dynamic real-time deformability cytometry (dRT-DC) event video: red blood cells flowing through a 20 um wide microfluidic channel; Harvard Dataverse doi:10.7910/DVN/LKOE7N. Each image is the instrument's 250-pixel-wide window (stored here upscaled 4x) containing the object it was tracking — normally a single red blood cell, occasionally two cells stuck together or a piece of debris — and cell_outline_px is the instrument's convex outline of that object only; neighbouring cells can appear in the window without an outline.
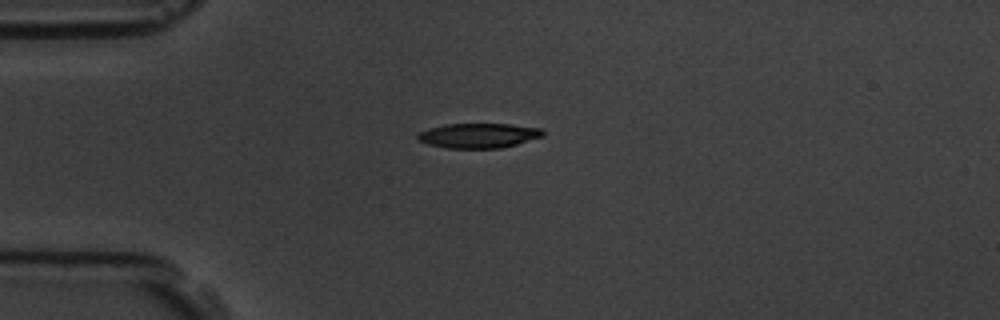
{"species": "common noctule bat (a hibernating species)", "species_latin": "Nyctalus noctula", "temperature_condition": "room temperature", "stored_images_in_passage": 3, "camera_frame_rate_fps": 3000, "um_per_image_px": 0.085, "animal": {"sex": "male", "body_mass_g": 19.5, "forearm_length_mm": 54.6}, "frame": {"image": 1, "passage_image": 1, "time_ms": 0.0, "image_size_px": [1000, 320], "cell_outline_px": [[544, 136], [516, 144], [500, 148], [444, 148], [428, 144], [420, 140], [416, 136], [420, 132], [428, 128], [444, 124], [512, 124], [540, 128], [544, 132]], "centroid_in_image_um": [40.68, 11.52], "position_along_channel_um": 44.3, "area_um2": 18.03}}
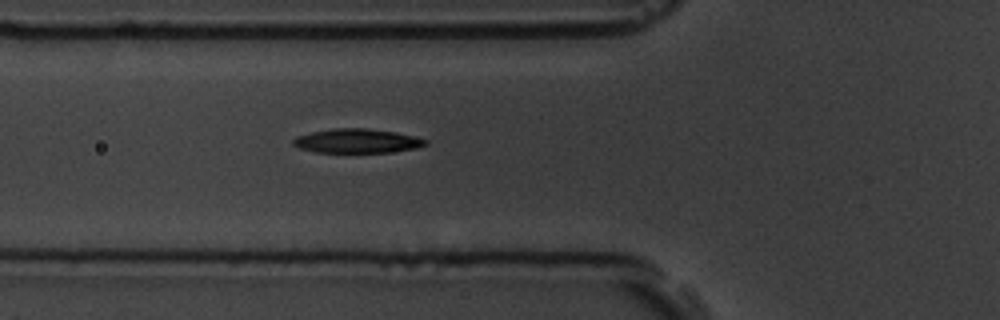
{"frame": {"image": 2, "passage_image": 3, "time_ms": 2.0, "image_size_px": [1000, 320], "cell_outline_px": [[428, 144], [416, 148], [388, 152], [316, 152], [300, 148], [292, 144], [292, 140], [296, 136], [312, 132], [332, 128], [368, 128], [396, 132], [428, 140]], "centroid_in_image_um": [30.33, 11.97], "position_along_channel_um": 95.5, "area_um2": 18.55}}